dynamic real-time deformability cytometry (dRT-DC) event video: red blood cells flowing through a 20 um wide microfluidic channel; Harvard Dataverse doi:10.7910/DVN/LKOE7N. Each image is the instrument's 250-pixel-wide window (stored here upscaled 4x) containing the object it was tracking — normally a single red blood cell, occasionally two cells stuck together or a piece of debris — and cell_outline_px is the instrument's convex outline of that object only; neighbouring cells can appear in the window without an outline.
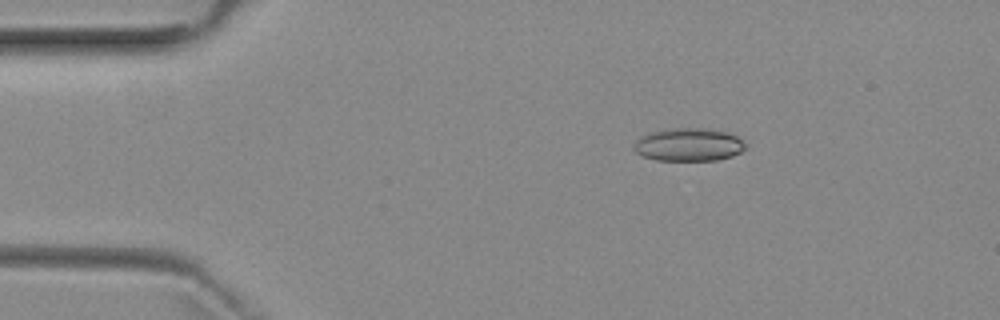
{"species": "common noctule bat (a hibernating species)", "species_latin": "Nyctalus noctula", "temperature_condition": "room temperature", "stored_images_in_passage": 6, "camera_frame_rate_fps": 3000, "um_per_image_px": 0.085, "animal": {"sex": "female", "body_mass_g": 29.2, "forearm_length_mm": 56.3}, "frame": {"image": 1, "passage_image": 3, "time_ms": 2.333, "image_size_px": [1000, 320], "cell_outline_px": [[748, 144], [740, 152], [732, 156], [716, 160], [656, 160], [644, 156], [636, 152], [632, 148], [632, 144], [640, 136], [652, 132], [672, 128], [708, 128], [728, 132], [736, 136]], "centroid_in_image_um": [58.53, 12.29], "position_along_channel_um": 26.5, "area_um2": 21.56}}
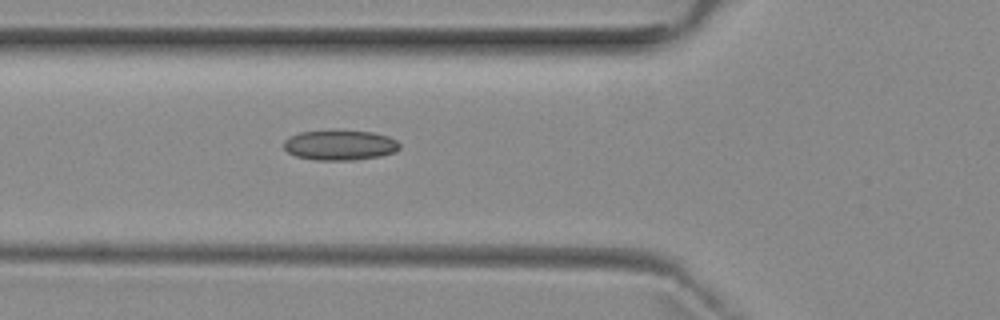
{"frame": {"image": 2, "passage_image": 6, "time_ms": 5.667, "image_size_px": [1000, 320], "cell_outline_px": [[400, 148], [396, 152], [380, 156], [356, 160], [316, 160], [296, 156], [288, 152], [284, 148], [284, 140], [300, 132], [332, 128], [372, 132], [388, 136], [396, 140], [400, 144]], "centroid_in_image_um": [28.91, 12.3], "position_along_channel_um": 96.9, "area_um2": 20.92}}